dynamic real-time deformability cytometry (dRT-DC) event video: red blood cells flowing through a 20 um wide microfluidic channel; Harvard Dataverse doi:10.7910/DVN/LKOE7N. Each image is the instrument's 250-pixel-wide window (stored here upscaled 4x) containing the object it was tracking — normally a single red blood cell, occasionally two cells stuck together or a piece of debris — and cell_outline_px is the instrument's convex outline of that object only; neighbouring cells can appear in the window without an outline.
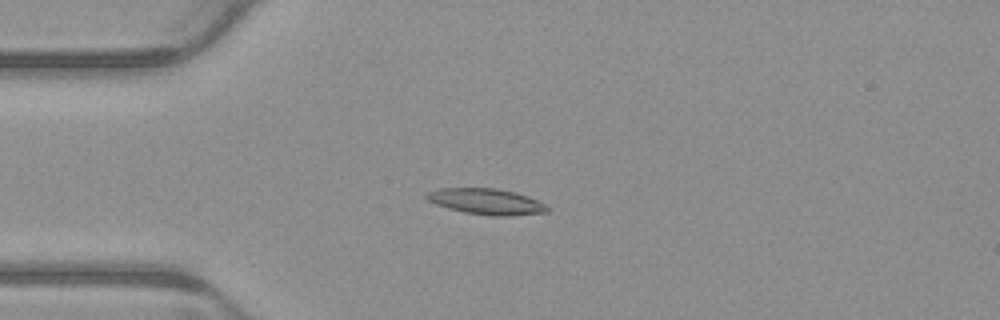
{"species": "common noctule bat (a hibernating species)", "species_latin": "Nyctalus noctula", "temperature_condition": "warm", "stored_images_in_passage": 6, "camera_frame_rate_fps": 3000, "um_per_image_px": 0.085, "animal": {"sex": "male", "body_mass_g": 23.1, "forearm_length_mm": 52.7}, "frame": {"image": 1, "passage_image": 3, "time_ms": 0.667, "image_size_px": [1000, 320], "cell_outline_px": [[548, 212], [508, 216], [492, 216], [464, 212], [448, 208], [436, 204], [428, 200], [424, 196], [428, 192], [440, 188], [496, 188], [516, 192], [528, 196], [544, 204], [548, 208]], "centroid_in_image_um": [41.33, 17.13], "position_along_channel_um": 43.7, "area_um2": 18.15}}
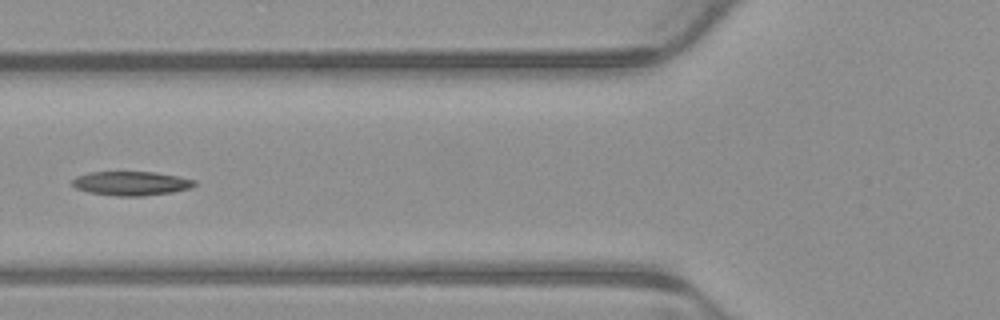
{"frame": {"image": 2, "passage_image": 5, "time_ms": 1.333, "image_size_px": [1000, 320], "cell_outline_px": [[196, 184], [192, 188], [172, 192], [144, 196], [116, 196], [88, 192], [76, 188], [72, 184], [72, 180], [76, 176], [92, 172], [156, 172], [196, 180]], "centroid_in_image_um": [11.16, 15.59], "position_along_channel_um": 114.6, "area_um2": 17.17}}
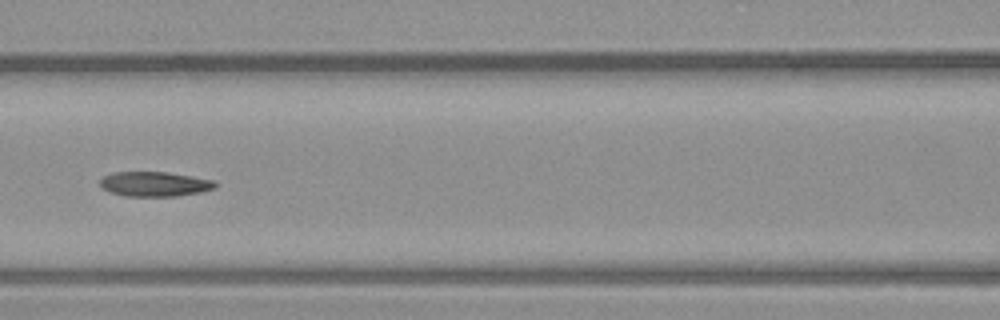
{"frame": {"image": 3, "passage_image": 6, "time_ms": 1.667, "image_size_px": [1000, 320], "cell_outline_px": [[216, 188], [200, 192], [176, 196], [124, 196], [112, 192], [104, 188], [100, 184], [100, 180], [104, 176], [112, 172], [168, 172], [216, 180]], "centroid_in_image_um": [13.18, 15.63], "position_along_channel_um": 153.4, "area_um2": 16.59}}